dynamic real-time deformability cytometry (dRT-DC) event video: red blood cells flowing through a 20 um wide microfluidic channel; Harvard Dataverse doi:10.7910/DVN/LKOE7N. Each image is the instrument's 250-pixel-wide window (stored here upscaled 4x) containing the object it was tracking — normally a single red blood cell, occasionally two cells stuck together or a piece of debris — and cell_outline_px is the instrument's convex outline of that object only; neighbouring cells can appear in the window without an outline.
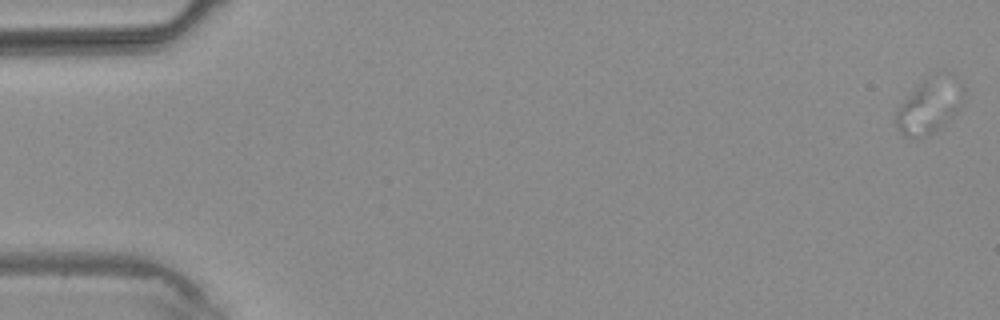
{"species": "common noctule bat (a hibernating species)", "species_latin": "Nyctalus noctula", "temperature_condition": "warm", "stored_images_in_passage": 5, "camera_frame_rate_fps": 3000, "um_per_image_px": 0.085, "animal": {"sex": "male", "body_mass_g": 20.4}, "frame": {"image": 1, "passage_image": 1, "time_ms": 0.0, "image_size_px": [1000, 320], "cell_outline_px": [[964, 96], [960, 108], [944, 124], [932, 132], [920, 136], [908, 136], [900, 132], [896, 124], [896, 112], [900, 104], [924, 80], [964, 84]], "centroid_in_image_um": [78.96, 9.13], "position_along_channel_um": 6.0, "area_um2": 19.54}}
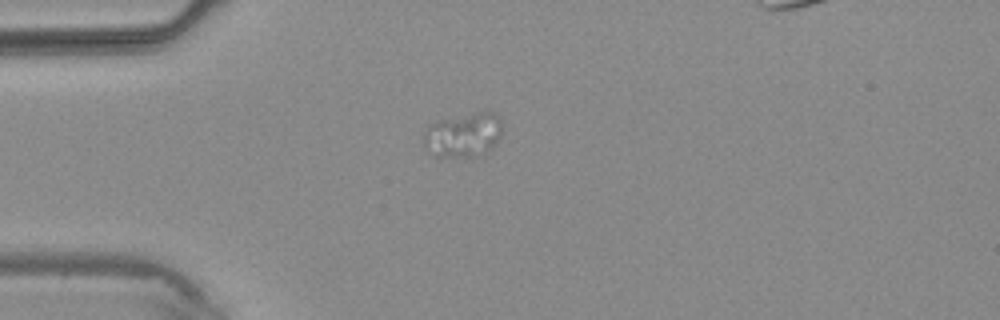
{"frame": {"image": 2, "passage_image": 4, "time_ms": 3.667, "image_size_px": [1000, 320], "cell_outline_px": [[500, 136], [492, 148], [488, 152], [472, 156], [432, 156], [424, 148], [424, 132], [428, 124], [440, 120], [484, 108], [496, 112], [500, 120]], "centroid_in_image_um": [39.38, 11.42], "position_along_channel_um": 45.6, "area_um2": 20.81}}